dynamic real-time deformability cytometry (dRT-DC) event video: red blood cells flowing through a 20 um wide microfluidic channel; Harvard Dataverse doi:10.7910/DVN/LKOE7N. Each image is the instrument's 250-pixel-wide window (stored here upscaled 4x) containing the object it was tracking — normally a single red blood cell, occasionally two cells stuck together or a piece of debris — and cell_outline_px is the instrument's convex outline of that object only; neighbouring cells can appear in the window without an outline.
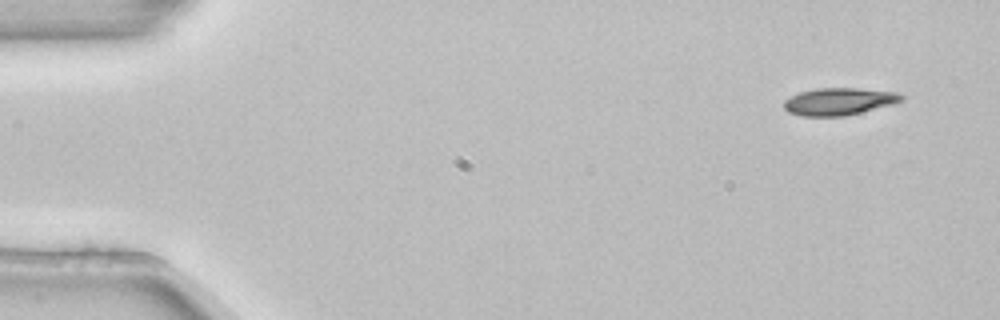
{"species": "common noctule bat (a hibernating species)", "species_latin": "Nyctalus noctula", "temperature_condition": "room temperature", "stored_images_in_passage": 4, "camera_frame_rate_fps": 3000, "um_per_image_px": 0.085, "animal": {"sex": "female", "body_mass_g": 22.7, "forearm_length_mm": 54.2}, "frame": {"image": 1, "passage_image": 1, "time_ms": 0.0, "image_size_px": [1000, 320], "cell_outline_px": [[904, 100], [892, 104], [844, 116], [800, 116], [788, 112], [784, 108], [784, 100], [800, 92], [816, 88], [860, 88], [896, 92], [904, 96]], "centroid_in_image_um": [71.3, 8.62], "position_along_channel_um": 13.7, "area_um2": 18.61}}
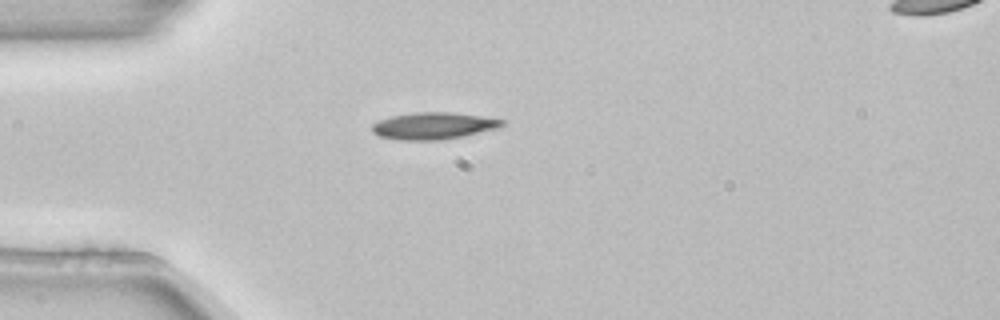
{"frame": {"image": 2, "passage_image": 4, "time_ms": 1.0, "image_size_px": [1000, 320], "cell_outline_px": [[504, 124], [496, 128], [464, 136], [440, 140], [400, 140], [380, 136], [372, 132], [372, 124], [380, 120], [392, 116], [416, 112], [452, 112], [480, 116], [504, 120]], "centroid_in_image_um": [36.82, 10.69], "position_along_channel_um": 48.2, "area_um2": 20.17}}